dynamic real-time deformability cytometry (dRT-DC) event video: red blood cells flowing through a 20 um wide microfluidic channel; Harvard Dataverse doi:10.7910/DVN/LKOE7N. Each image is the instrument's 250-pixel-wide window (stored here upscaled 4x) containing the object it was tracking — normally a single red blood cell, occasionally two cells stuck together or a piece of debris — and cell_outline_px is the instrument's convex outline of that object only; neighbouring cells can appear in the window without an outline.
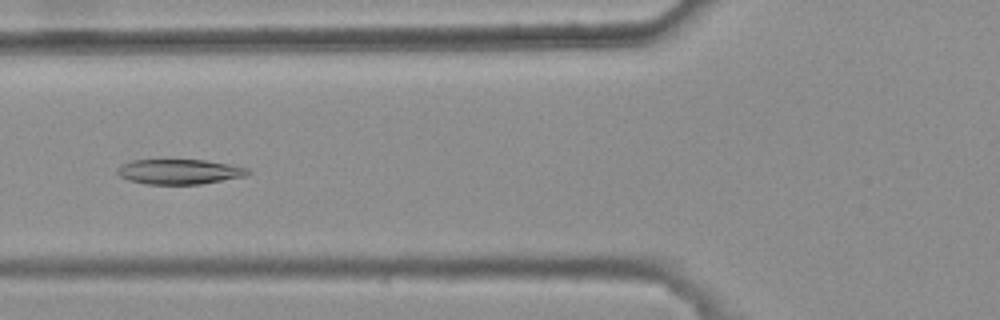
{"species": "common noctule bat (a hibernating species)", "species_latin": "Nyctalus noctula", "temperature_condition": "warm", "stored_images_in_passage": 5, "camera_frame_rate_fps": 3000, "um_per_image_px": 0.085, "animal": {"sex": "female", "body_mass_g": 25.1}, "frame": {"image": 1, "passage_image": 5, "time_ms": 1.333, "image_size_px": [1000, 320], "cell_outline_px": [[252, 172], [244, 176], [200, 184], [144, 184], [128, 180], [120, 176], [116, 172], [116, 168], [132, 160], [204, 160], [232, 164], [248, 168]], "centroid_in_image_um": [15.25, 14.59], "position_along_channel_um": 110.6, "area_um2": 19.02}}